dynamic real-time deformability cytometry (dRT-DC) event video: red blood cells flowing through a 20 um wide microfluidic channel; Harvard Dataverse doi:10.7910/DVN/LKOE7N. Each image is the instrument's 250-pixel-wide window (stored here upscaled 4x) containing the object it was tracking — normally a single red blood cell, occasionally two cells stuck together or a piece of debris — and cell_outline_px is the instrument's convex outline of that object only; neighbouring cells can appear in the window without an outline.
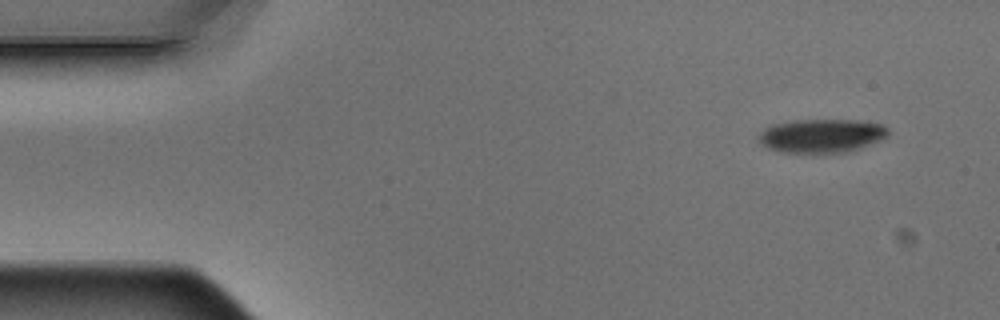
{"species": "Egyptian fruit bat (a non-hibernating species)", "species_latin": "Rousettus aegyptiacus", "temperature_condition": "warm", "stored_images_in_passage": 4, "camera_frame_rate_fps": 3000, "um_per_image_px": 0.085, "animal": {"sex": "male"}, "frame": {"image": 1, "passage_image": 1, "time_ms": 0.0, "image_size_px": [1000, 320], "cell_outline_px": [[888, 136], [880, 140], [860, 148], [844, 152], [780, 152], [768, 148], [760, 144], [756, 140], [756, 136], [764, 128], [772, 124], [792, 120], [860, 120], [880, 124], [888, 128]], "centroid_in_image_um": [69.77, 11.53], "position_along_channel_um": 15.2, "area_um2": 25.55}}
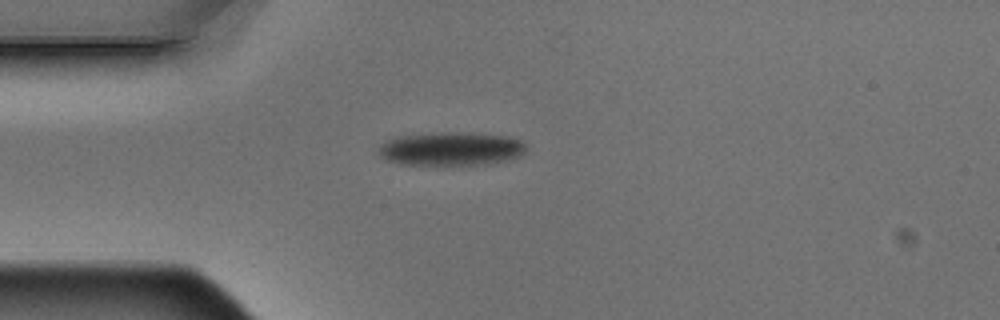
{"frame": {"image": 2, "passage_image": 4, "time_ms": 1.0, "image_size_px": [1000, 320], "cell_outline_px": [[524, 152], [520, 156], [508, 160], [492, 164], [440, 168], [400, 164], [388, 160], [380, 156], [376, 152], [376, 148], [384, 140], [396, 136], [432, 132], [468, 132], [508, 136], [524, 140]], "centroid_in_image_um": [38.28, 12.69], "position_along_channel_um": 46.7, "area_um2": 30.69}}